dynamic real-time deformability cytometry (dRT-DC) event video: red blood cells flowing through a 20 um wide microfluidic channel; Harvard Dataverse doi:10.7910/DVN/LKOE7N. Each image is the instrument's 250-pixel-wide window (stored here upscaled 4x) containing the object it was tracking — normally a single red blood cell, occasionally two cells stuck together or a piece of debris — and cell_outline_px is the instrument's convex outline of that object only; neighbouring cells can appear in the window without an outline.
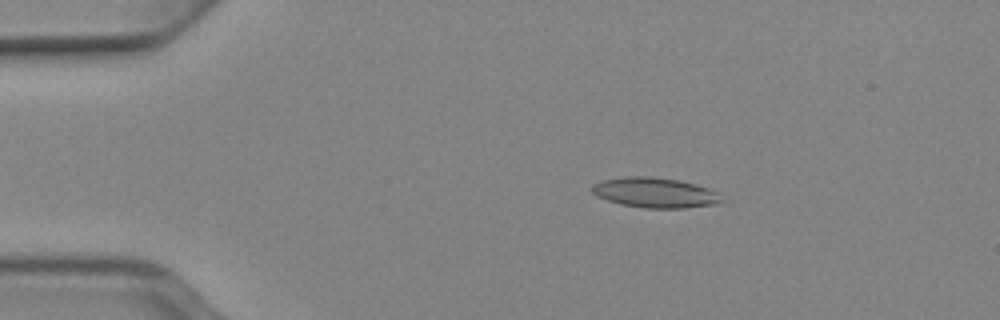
{"species": "Egyptian fruit bat (a non-hibernating species)", "species_latin": "Rousettus aegyptiacus", "temperature_condition": "cold", "stored_images_in_passage": 43, "camera_frame_rate_fps": 3000, "um_per_image_px": 0.085, "animal": {"sex": "female"}, "frame": {"image": 1, "passage_image": 1, "time_ms": 0.0, "image_size_px": [1000, 320], "cell_outline_px": [[728, 200], [716, 204], [684, 208], [644, 208], [620, 204], [596, 196], [588, 188], [592, 184], [600, 180], [624, 176], [652, 176], [680, 180], [696, 184], [720, 192]], "centroid_in_image_um": [55.7, 16.37], "position_along_channel_um": 29.3, "area_um2": 23.41}}
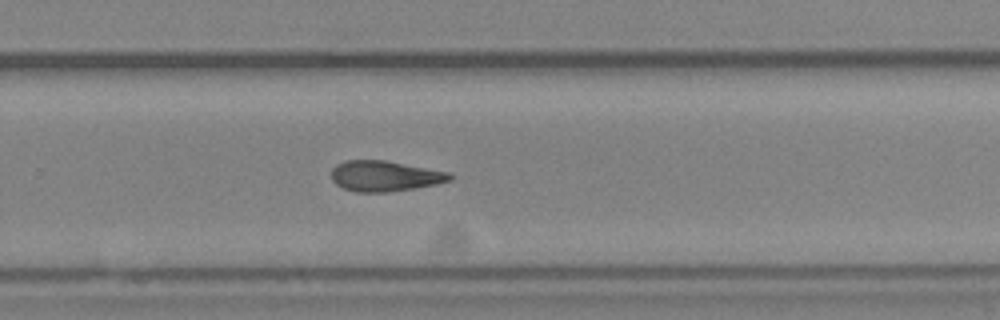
{"frame": {"image": 2, "passage_image": 26, "time_ms": 8.333, "image_size_px": [1000, 320], "cell_outline_px": [[456, 176], [452, 180], [436, 184], [412, 188], [384, 192], [356, 192], [344, 188], [336, 184], [332, 180], [332, 168], [336, 164], [344, 160], [384, 160], [448, 172]], "centroid_in_image_um": [32.7, 14.95], "position_along_channel_um": 297.1, "area_um2": 20.98}}
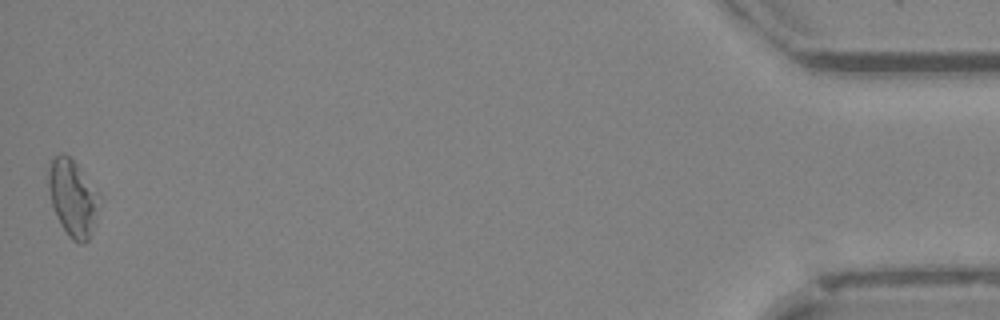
{"frame": {"image": 3, "passage_image": 43, "time_ms": 14.0, "image_size_px": [1000, 320], "cell_outline_px": [[100, 196], [88, 240], [84, 244], [80, 244], [72, 240], [68, 236], [60, 224], [56, 216], [52, 204], [48, 188], [48, 168], [52, 160], [60, 152], [64, 152], [76, 164], [100, 192]], "centroid_in_image_um": [6.16, 16.8], "position_along_channel_um": 429.0, "area_um2": 22.48}}